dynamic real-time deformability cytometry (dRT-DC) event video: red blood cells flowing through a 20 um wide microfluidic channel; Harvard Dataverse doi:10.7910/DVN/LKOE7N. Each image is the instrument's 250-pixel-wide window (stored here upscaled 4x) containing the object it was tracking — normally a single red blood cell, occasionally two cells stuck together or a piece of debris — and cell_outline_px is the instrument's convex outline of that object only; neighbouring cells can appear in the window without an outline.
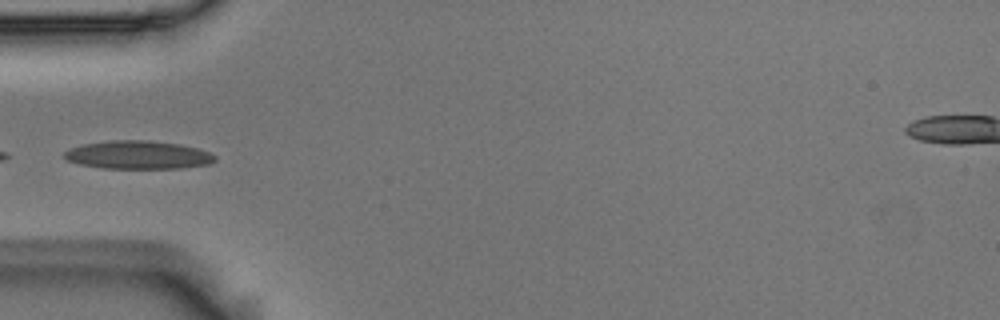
{"species": "Egyptian fruit bat (a non-hibernating species)", "species_latin": "Rousettus aegyptiacus", "temperature_condition": "room temperature", "stored_images_in_passage": 7, "camera_frame_rate_fps": 3000, "um_per_image_px": 0.085, "animal": {"sex": "male"}, "frame": {"image": 1, "passage_image": 4, "time_ms": 1.0, "image_size_px": [1000, 320], "cell_outline_px": [[216, 160], [208, 164], [180, 168], [100, 168], [80, 164], [64, 160], [64, 152], [68, 148], [80, 144], [112, 140], [148, 140], [180, 144], [196, 148], [208, 152], [216, 156]], "centroid_in_image_um": [11.67, 13.16], "position_along_channel_um": 73.3, "area_um2": 24.91}}
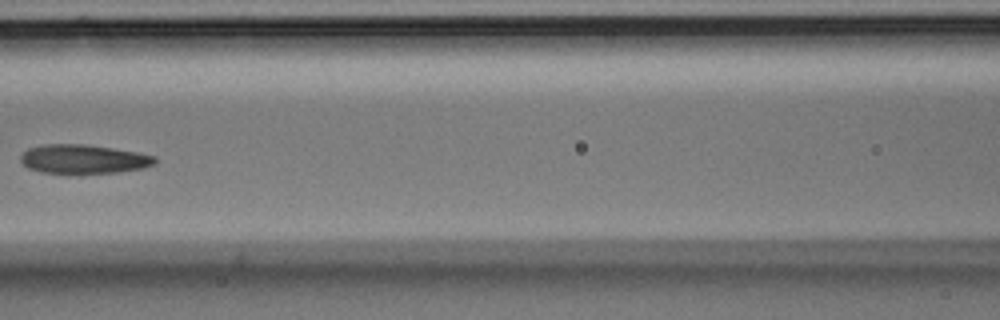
{"frame": {"image": 2, "passage_image": 6, "time_ms": 1.667, "image_size_px": [1000, 320], "cell_outline_px": [[156, 164], [144, 168], [116, 172], [76, 176], [40, 172], [28, 168], [20, 160], [20, 156], [28, 148], [44, 144], [88, 144], [136, 152], [156, 156]], "centroid_in_image_um": [7.08, 13.56], "position_along_channel_um": 159.5, "area_um2": 23.52}}
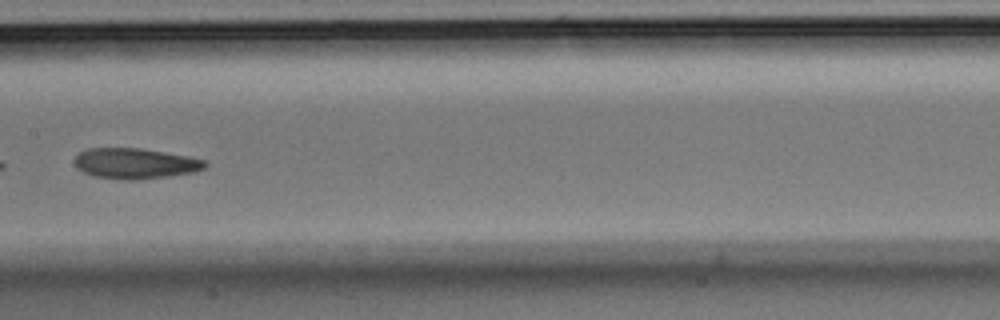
{"frame": {"image": 3, "passage_image": 7, "time_ms": 2.0, "image_size_px": [1000, 320], "cell_outline_px": [[208, 164], [204, 168], [196, 172], [168, 176], [136, 180], [128, 180], [92, 176], [76, 168], [76, 156], [80, 152], [88, 148], [140, 148], [188, 156], [204, 160]], "centroid_in_image_um": [11.5, 13.9], "position_along_channel_um": 195.9, "area_um2": 23.18}}